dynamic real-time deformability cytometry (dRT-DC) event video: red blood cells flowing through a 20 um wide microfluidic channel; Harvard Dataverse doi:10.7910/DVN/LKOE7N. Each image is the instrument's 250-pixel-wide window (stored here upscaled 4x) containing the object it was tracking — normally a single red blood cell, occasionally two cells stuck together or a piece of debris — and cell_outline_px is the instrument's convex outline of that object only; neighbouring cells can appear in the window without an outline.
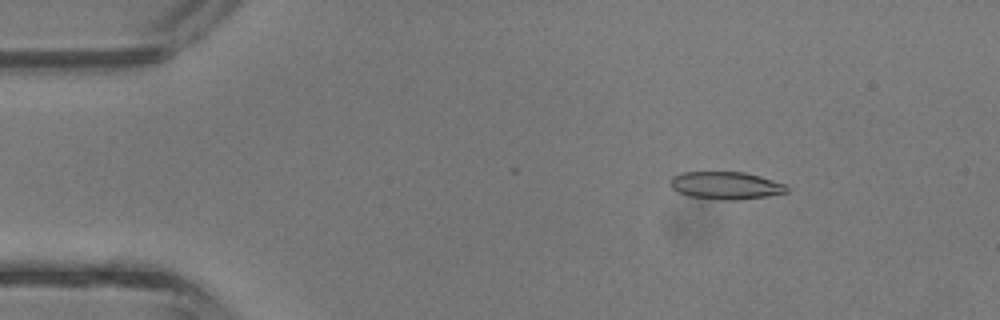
{"species": "common noctule bat (a hibernating species)", "species_latin": "Nyctalus noctula", "temperature_condition": "room temperature", "stored_images_in_passage": 3, "camera_frame_rate_fps": 3000, "um_per_image_px": 0.085, "animal": {"sex": "male", "body_mass_g": 13.3}, "frame": {"image": 1, "passage_image": 1, "time_ms": 0.0, "image_size_px": [1000, 320], "cell_outline_px": [[788, 192], [768, 196], [736, 200], [720, 200], [688, 196], [676, 192], [668, 184], [668, 180], [672, 176], [680, 172], [744, 172], [760, 176], [784, 184], [788, 188]], "centroid_in_image_um": [61.62, 15.77], "position_along_channel_um": 23.4, "area_um2": 18.96}}
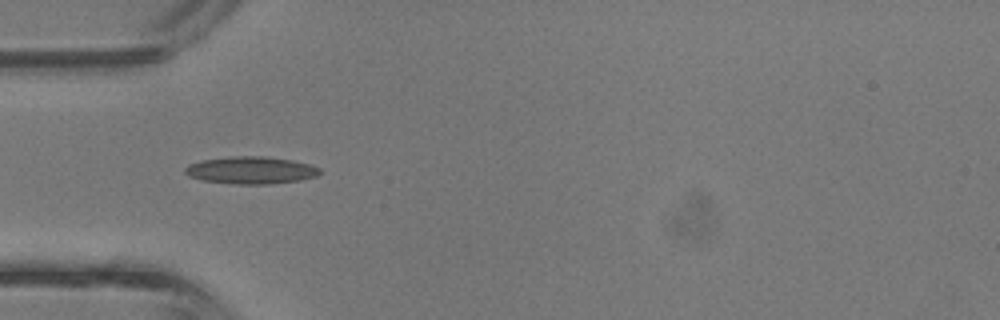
{"frame": {"image": 2, "passage_image": 3, "time_ms": 0.667, "image_size_px": [1000, 320], "cell_outline_px": [[320, 172], [316, 176], [300, 180], [268, 184], [236, 184], [200, 180], [188, 176], [184, 172], [184, 168], [188, 164], [204, 160], [232, 156], [268, 156], [292, 160], [308, 164], [320, 168]], "centroid_in_image_um": [21.3, 14.47], "position_along_channel_um": 63.7, "area_um2": 21.44}}